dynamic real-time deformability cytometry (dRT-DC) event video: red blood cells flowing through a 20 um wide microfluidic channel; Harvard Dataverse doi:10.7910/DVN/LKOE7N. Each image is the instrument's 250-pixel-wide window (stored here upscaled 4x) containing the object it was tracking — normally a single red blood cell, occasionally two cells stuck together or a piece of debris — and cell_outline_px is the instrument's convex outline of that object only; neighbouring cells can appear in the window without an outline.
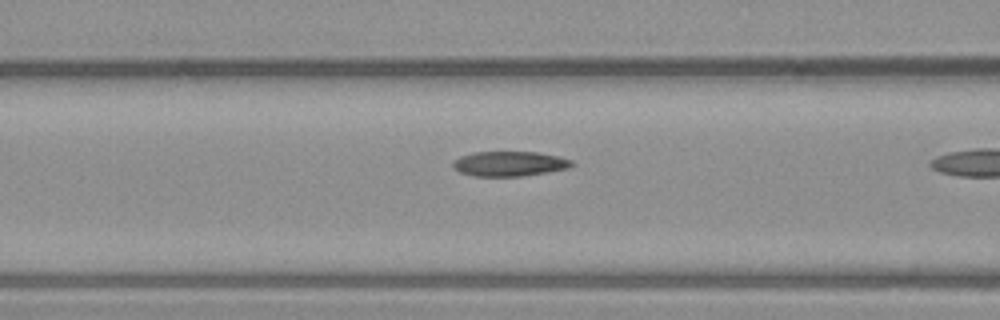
{"species": "common noctule bat (a hibernating species)", "species_latin": "Nyctalus noctula", "temperature_condition": "warm", "stored_images_in_passage": 18, "camera_frame_rate_fps": 3000, "um_per_image_px": 0.085, "animal": {"sex": "male", "body_mass_g": 23.1, "forearm_length_mm": 52.7}, "frame": {"image": 1, "passage_image": 11, "time_ms": 3.333, "image_size_px": [1000, 320], "cell_outline_px": [[576, 164], [568, 168], [548, 172], [520, 176], [472, 176], [460, 172], [452, 168], [452, 160], [460, 156], [472, 152], [536, 152], [560, 156], [572, 160]], "centroid_in_image_um": [43.29, 13.91], "position_along_channel_um": 123.3, "area_um2": 17.46}}